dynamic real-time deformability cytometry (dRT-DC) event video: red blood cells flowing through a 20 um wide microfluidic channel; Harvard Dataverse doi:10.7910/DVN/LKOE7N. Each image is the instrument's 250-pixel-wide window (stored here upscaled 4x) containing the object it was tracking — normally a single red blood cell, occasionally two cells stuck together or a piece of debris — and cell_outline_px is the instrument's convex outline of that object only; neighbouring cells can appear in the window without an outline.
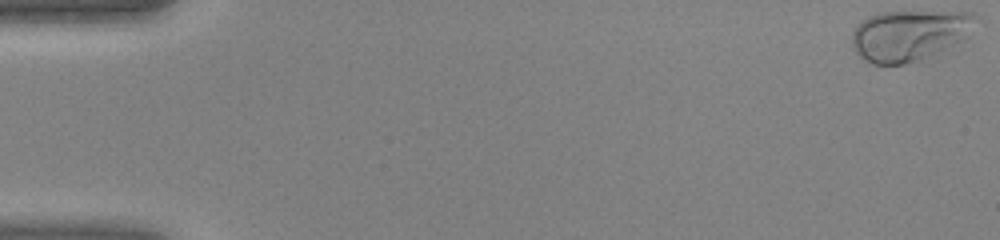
{"species": "human", "species_latin": "Homo sapiens", "temperature_condition": "warm", "stored_images_in_passage": 46, "camera_frame_rate_fps": 3000, "um_per_image_px": 0.085, "donor": {"sex": "female"}, "frame": {"image": 1, "passage_image": 1, "time_ms": 0.0, "image_size_px": [1000, 240], "cell_outline_px": [[980, 20], [968, 36], [920, 60], [904, 64], [872, 64], [864, 60], [852, 48], [852, 32], [856, 24], [868, 16], [880, 12], [972, 12], [980, 16]], "centroid_in_image_um": [77.29, 2.97], "position_along_channel_um": 7.7, "area_um2": 36.76}}
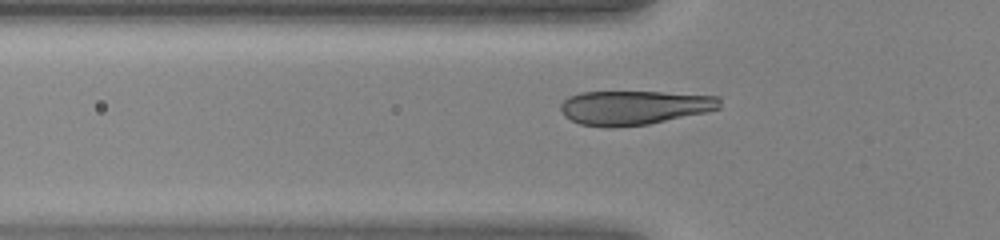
{"frame": {"image": 2, "passage_image": 16, "time_ms": 5.0, "image_size_px": [1000, 240], "cell_outline_px": [[720, 108], [704, 112], [648, 124], [612, 128], [604, 128], [580, 124], [564, 116], [560, 108], [560, 104], [568, 96], [580, 92], [660, 92], [720, 96]], "centroid_in_image_um": [53.86, 9.14], "position_along_channel_um": 71.9, "area_um2": 31.73}}
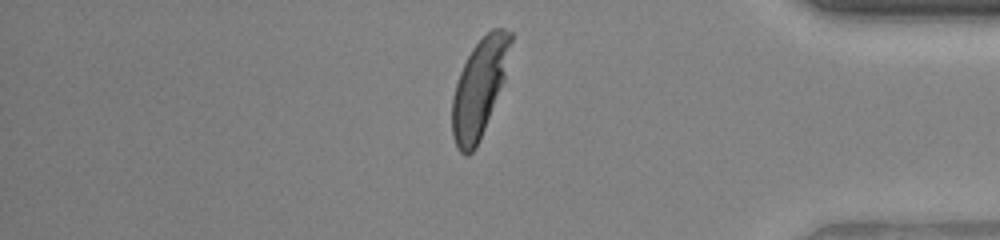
{"frame": {"image": 3, "passage_image": 39, "time_ms": 12.667, "image_size_px": [1000, 240], "cell_outline_px": [[512, 40], [504, 80], [480, 140], [476, 148], [468, 156], [464, 156], [460, 152], [452, 136], [452, 96], [460, 72], [472, 48], [492, 28], [504, 28], [512, 32]], "centroid_in_image_um": [40.74, 7.49], "position_along_channel_um": 394.5, "area_um2": 33.06}}